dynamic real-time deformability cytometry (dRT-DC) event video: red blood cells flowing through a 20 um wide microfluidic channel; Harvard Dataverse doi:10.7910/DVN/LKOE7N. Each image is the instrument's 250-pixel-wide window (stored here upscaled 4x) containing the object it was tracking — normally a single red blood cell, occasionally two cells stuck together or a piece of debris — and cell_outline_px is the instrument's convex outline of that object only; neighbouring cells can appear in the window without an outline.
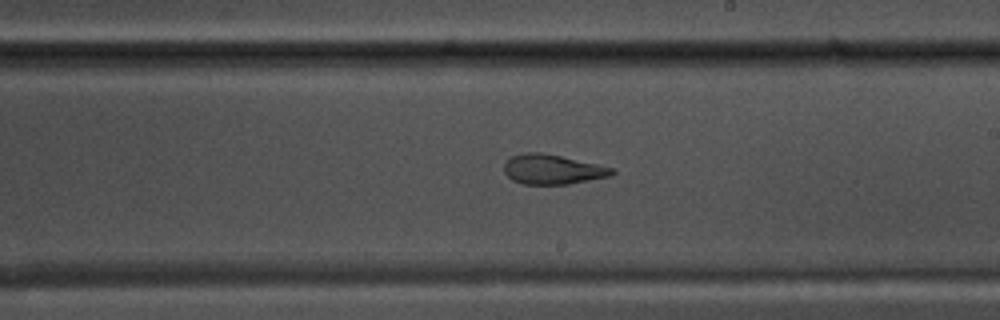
{"species": "common noctule bat (a hibernating species)", "species_latin": "Nyctalus noctula", "temperature_condition": "warm", "stored_images_in_passage": 28, "camera_frame_rate_fps": 3000, "um_per_image_px": 0.085, "animal": {"sex": "male", "body_mass_g": 17.5, "forearm_length_mm": 52.3}, "frame": {"image": 1, "passage_image": 16, "time_ms": 5.0, "image_size_px": [1000, 320], "cell_outline_px": [[616, 172], [612, 176], [568, 184], [524, 184], [512, 180], [504, 172], [504, 164], [512, 156], [524, 152], [540, 152], [600, 164], [612, 168]], "centroid_in_image_um": [46.99, 14.4], "position_along_channel_um": 242.0, "area_um2": 18.73}}